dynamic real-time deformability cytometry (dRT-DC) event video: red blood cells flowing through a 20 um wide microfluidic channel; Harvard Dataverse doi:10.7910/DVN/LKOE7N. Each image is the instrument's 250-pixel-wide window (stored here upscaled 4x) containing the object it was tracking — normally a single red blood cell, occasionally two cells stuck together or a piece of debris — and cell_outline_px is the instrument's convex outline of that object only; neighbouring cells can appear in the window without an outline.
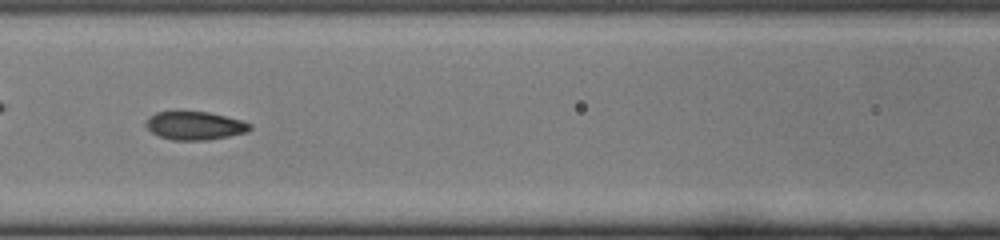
{"species": "common noctule bat (a hibernating species)", "species_latin": "Nyctalus noctula", "temperature_condition": "cold", "stored_images_in_passage": 36, "camera_frame_rate_fps": 3000, "um_per_image_px": 0.085, "animal": {"sex": "female", "body_mass_g": 22.0, "forearm_length_mm": 56.7}, "frame": {"image": 1, "passage_image": 11, "time_ms": 3.333, "image_size_px": [1000, 240], "cell_outline_px": [[252, 128], [248, 132], [208, 140], [172, 140], [160, 136], [152, 132], [144, 124], [148, 116], [156, 112], [176, 108], [208, 112], [240, 120], [252, 124]], "centroid_in_image_um": [16.5, 10.63], "position_along_channel_um": 150.1, "area_um2": 17.8}}
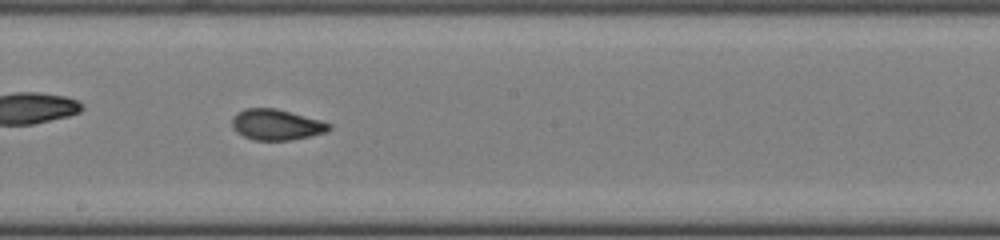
{"frame": {"image": 2, "passage_image": 16, "time_ms": 5.0, "image_size_px": [1000, 240], "cell_outline_px": [[332, 128], [328, 132], [288, 140], [256, 140], [244, 136], [236, 132], [232, 128], [232, 116], [236, 112], [244, 108], [276, 108], [320, 120], [332, 124]], "centroid_in_image_um": [23.47, 10.58], "position_along_channel_um": 224.7, "area_um2": 17.46}}